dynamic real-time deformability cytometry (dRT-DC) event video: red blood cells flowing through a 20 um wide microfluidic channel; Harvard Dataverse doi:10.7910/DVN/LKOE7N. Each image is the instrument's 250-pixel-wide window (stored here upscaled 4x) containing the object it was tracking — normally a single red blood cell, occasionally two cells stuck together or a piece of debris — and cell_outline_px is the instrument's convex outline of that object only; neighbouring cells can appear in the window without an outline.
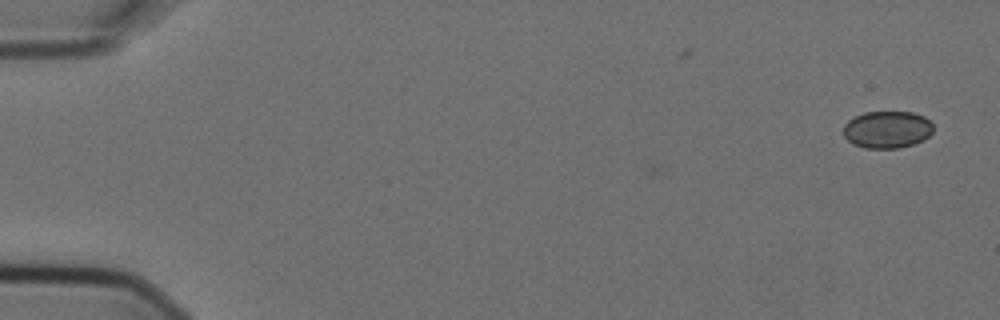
{"species": "Egyptian fruit bat (a non-hibernating species)", "species_latin": "Rousettus aegyptiacus", "temperature_condition": "cold", "stored_images_in_passage": 2, "camera_frame_rate_fps": 3000, "um_per_image_px": 0.085, "animal": {"sex": "female"}, "frame": {"image": 1, "passage_image": 2, "time_ms": 0.333, "image_size_px": [1000, 320], "cell_outline_px": [[932, 132], [924, 140], [900, 148], [864, 148], [852, 144], [844, 136], [844, 124], [848, 120], [864, 112], [912, 112], [924, 116], [932, 124]], "centroid_in_image_um": [75.4, 11.02], "position_along_channel_um": 9.6, "area_um2": 19.48}}